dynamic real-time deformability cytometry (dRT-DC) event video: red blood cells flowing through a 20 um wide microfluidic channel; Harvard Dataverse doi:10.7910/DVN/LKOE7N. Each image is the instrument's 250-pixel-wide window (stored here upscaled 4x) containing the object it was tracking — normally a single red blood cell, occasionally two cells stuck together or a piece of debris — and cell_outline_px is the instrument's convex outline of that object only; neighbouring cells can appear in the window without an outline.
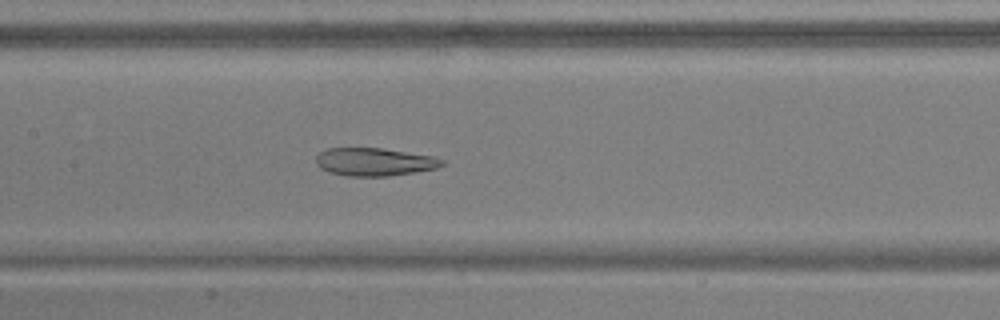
{"species": "common noctule bat (a hibernating species)", "species_latin": "Nyctalus noctula", "temperature_condition": "warm", "stored_images_in_passage": 53, "camera_frame_rate_fps": 3000, "um_per_image_px": 0.085, "animal": {"sex": "male", "body_mass_g": 17.9, "forearm_length_mm": 54.2}, "frame": {"image": 1, "passage_image": 26, "time_ms": 8.333, "image_size_px": [1000, 320], "cell_outline_px": [[444, 164], [436, 168], [416, 172], [388, 176], [344, 176], [328, 172], [320, 168], [316, 164], [316, 156], [320, 152], [328, 148], [384, 148], [432, 156], [444, 160]], "centroid_in_image_um": [31.8, 13.76], "position_along_channel_um": 175.6, "area_um2": 20.63}}
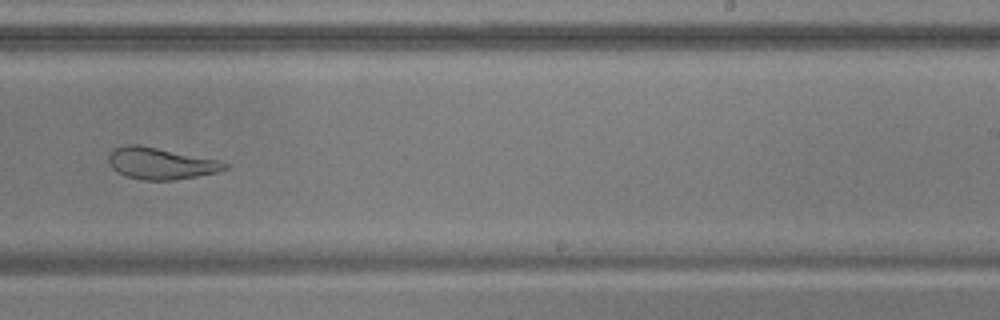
{"frame": {"image": 2, "passage_image": 34, "time_ms": 11.0, "image_size_px": [1000, 320], "cell_outline_px": [[228, 168], [216, 172], [196, 176], [172, 180], [144, 180], [124, 176], [116, 172], [112, 168], [108, 160], [108, 156], [116, 148], [124, 144], [140, 144], [220, 160], [228, 164]], "centroid_in_image_um": [13.64, 13.88], "position_along_channel_um": 275.4, "area_um2": 21.5}}
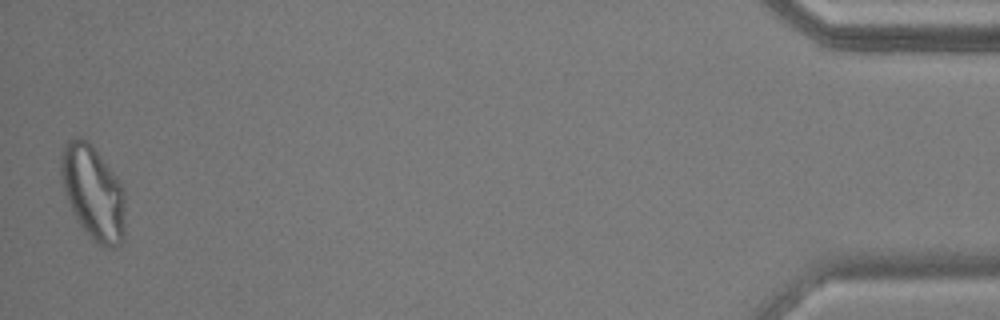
{"frame": {"image": 3, "passage_image": 53, "time_ms": 17.333, "image_size_px": [1000, 320], "cell_outline_px": [[124, 236], [120, 244], [112, 248], [104, 248], [92, 240], [88, 236], [76, 220], [72, 212], [60, 180], [60, 156], [64, 144], [68, 140], [76, 136], [80, 136], [92, 144], [116, 176], [124, 192]], "centroid_in_image_um": [7.88, 16.36], "position_along_channel_um": 427.3, "area_um2": 35.66}, "authors_computed_cell_mechanics": {"area_um2": 28.3798, "velocity_mm_per_s": 3.7601, "shape_relaxation_time_tau1_ms": null, "shape_relaxation_time_tau2_ms": 3.5532, "deformation_change_tau1": null, "deformation_change_tau2": 0.1189}}